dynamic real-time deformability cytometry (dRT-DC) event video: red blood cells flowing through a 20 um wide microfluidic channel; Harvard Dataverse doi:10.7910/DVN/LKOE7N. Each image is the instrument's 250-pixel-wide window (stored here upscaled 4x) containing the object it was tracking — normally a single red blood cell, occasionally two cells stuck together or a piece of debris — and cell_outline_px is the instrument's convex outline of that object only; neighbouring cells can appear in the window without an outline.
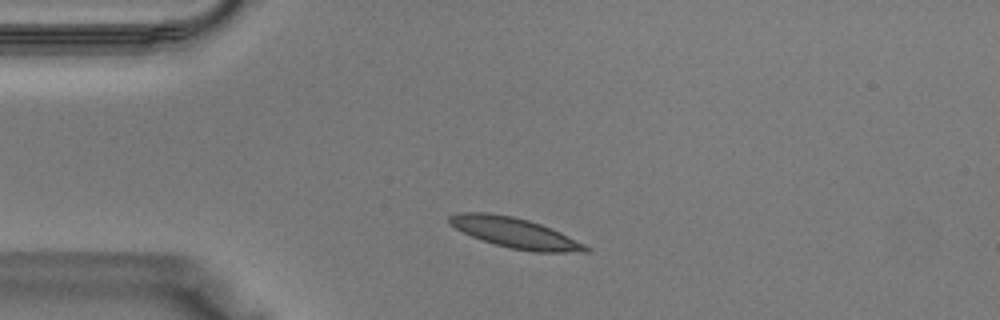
{"species": "Egyptian fruit bat (a non-hibernating species)", "species_latin": "Rousettus aegyptiacus", "temperature_condition": "warm", "stored_images_in_passage": 32, "camera_frame_rate_fps": 3000, "um_per_image_px": 0.085, "animal": {"sex": "male"}, "frame": {"image": 1, "passage_image": 2, "time_ms": 0.333, "image_size_px": [1000, 320], "cell_outline_px": [[592, 252], [532, 252], [508, 248], [472, 236], [448, 224], [448, 216], [460, 212], [488, 212], [512, 216], [528, 220], [540, 224], [560, 232], [592, 248]], "centroid_in_image_um": [43.78, 19.79], "position_along_channel_um": 41.2, "area_um2": 23.99}}
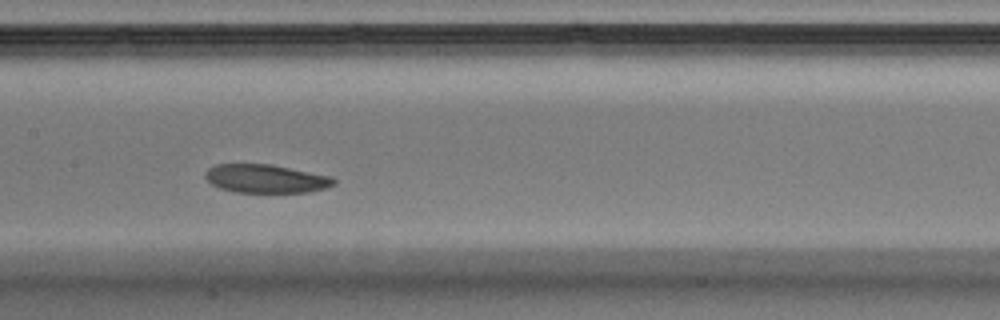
{"frame": {"image": 2, "passage_image": 12, "time_ms": 3.667, "image_size_px": [1000, 320], "cell_outline_px": [[336, 184], [324, 188], [308, 192], [236, 192], [220, 188], [212, 184], [204, 176], [204, 172], [208, 168], [216, 164], [272, 164], [332, 176], [336, 180]], "centroid_in_image_um": [22.6, 15.18], "position_along_channel_um": 184.8, "area_um2": 21.39}}
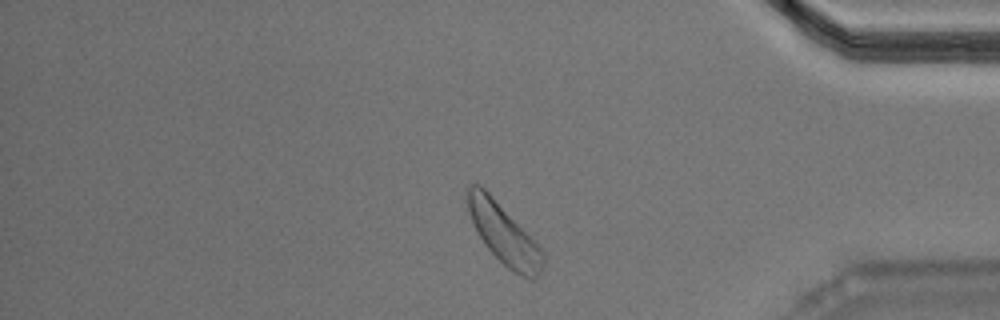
{"frame": {"image": 3, "passage_image": 26, "time_ms": 8.333, "image_size_px": [1000, 320], "cell_outline_px": [[544, 268], [532, 280], [520, 276], [512, 272], [484, 244], [468, 212], [464, 192], [468, 184], [480, 184], [488, 192], [540, 248], [544, 256]], "centroid_in_image_um": [42.78, 19.88], "position_along_channel_um": 392.4, "area_um2": 25.89}}